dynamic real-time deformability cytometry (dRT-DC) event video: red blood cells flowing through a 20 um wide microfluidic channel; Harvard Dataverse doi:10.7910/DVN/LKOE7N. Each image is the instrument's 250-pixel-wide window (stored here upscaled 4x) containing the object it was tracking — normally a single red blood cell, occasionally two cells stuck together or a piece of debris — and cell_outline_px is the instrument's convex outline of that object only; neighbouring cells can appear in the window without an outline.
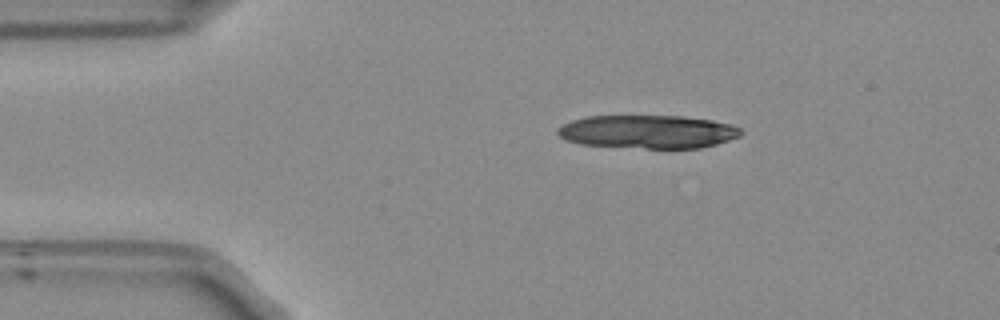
{"species": "Egyptian fruit bat (a non-hibernating species)", "species_latin": "Rousettus aegyptiacus", "temperature_condition": "room temperature", "stored_images_in_passage": 19, "segment_of_instrument_passage": [1, 2], "camera_frame_rate_fps": 3000, "um_per_image_px": 0.085, "frame": {"image": 1, "passage_image": 1, "time_ms": 0.0, "image_size_px": [1000, 320], "cell_outline_px": [[744, 132], [740, 136], [716, 144], [700, 148], [644, 148], [580, 144], [568, 140], [560, 136], [556, 132], [556, 128], [572, 120], [584, 116], [684, 116], [712, 120], [732, 124], [740, 128]], "centroid_in_image_um": [55.09, 11.19], "position_along_channel_um": 29.9, "area_um2": 35.66}}